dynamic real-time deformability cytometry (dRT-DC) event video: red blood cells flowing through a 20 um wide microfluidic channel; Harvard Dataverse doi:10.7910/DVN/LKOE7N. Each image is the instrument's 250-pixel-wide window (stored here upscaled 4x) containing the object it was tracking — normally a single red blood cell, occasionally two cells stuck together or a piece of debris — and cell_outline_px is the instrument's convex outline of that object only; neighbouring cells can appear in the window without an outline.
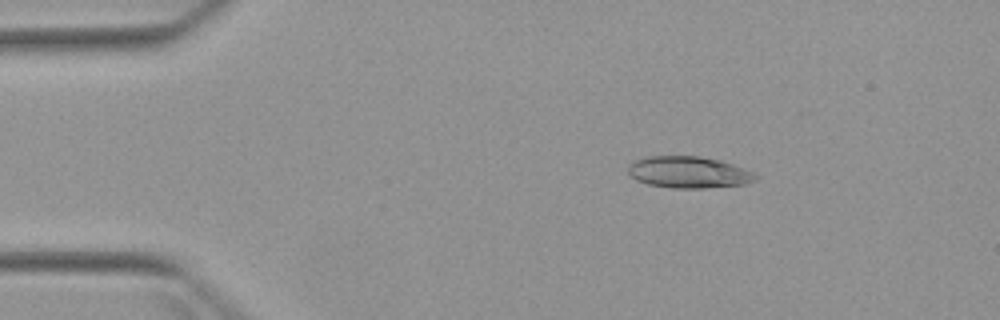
{"species": "Egyptian fruit bat (a non-hibernating species)", "species_latin": "Rousettus aegyptiacus", "temperature_condition": "warm", "stored_images_in_passage": 5, "camera_frame_rate_fps": 3000, "um_per_image_px": 0.085, "animal": {"sex": "female"}, "frame": {"image": 1, "passage_image": 3, "time_ms": 2.333, "image_size_px": [1000, 320], "cell_outline_px": [[760, 176], [756, 180], [744, 184], [704, 188], [672, 188], [648, 184], [636, 180], [628, 172], [628, 164], [636, 160], [648, 156], [700, 156], [720, 160], [744, 168]], "centroid_in_image_um": [58.54, 14.64], "position_along_channel_um": 26.5, "area_um2": 23.52}}
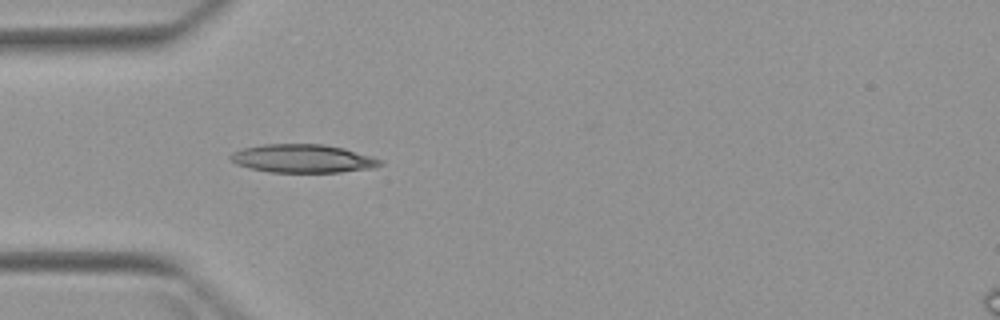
{"frame": {"image": 2, "passage_image": 5, "time_ms": 4.667, "image_size_px": [1000, 320], "cell_outline_px": [[384, 164], [372, 168], [340, 172], [268, 172], [248, 168], [236, 164], [228, 156], [232, 152], [244, 148], [264, 144], [324, 144], [344, 148], [372, 156], [384, 160]], "centroid_in_image_um": [25.76, 13.48], "position_along_channel_um": 59.2, "area_um2": 24.85}}